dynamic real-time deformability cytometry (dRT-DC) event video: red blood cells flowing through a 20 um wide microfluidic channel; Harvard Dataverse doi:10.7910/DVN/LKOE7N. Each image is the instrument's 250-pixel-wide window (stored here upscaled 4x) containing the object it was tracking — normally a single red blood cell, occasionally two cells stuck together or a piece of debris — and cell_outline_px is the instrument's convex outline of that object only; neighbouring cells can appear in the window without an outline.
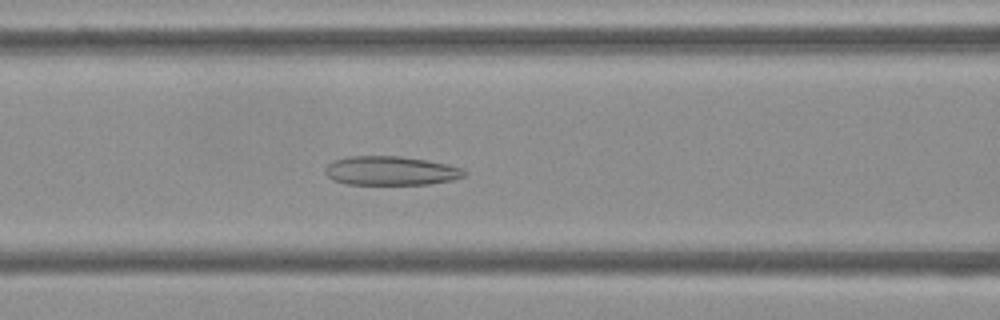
{"species": "Egyptian fruit bat (a non-hibernating species)", "species_latin": "Rousettus aegyptiacus", "temperature_condition": "cold", "stored_images_in_passage": 54, "camera_frame_rate_fps": 3000, "um_per_image_px": 0.085, "frame": {"image": 1, "passage_image": 22, "time_ms": 7.0, "image_size_px": [1000, 320], "cell_outline_px": [[468, 172], [464, 176], [452, 180], [428, 184], [348, 184], [332, 180], [324, 172], [324, 168], [332, 160], [348, 156], [400, 156], [448, 164], [464, 168]], "centroid_in_image_um": [33.2, 14.51], "position_along_channel_um": 133.4, "area_um2": 23.64}}
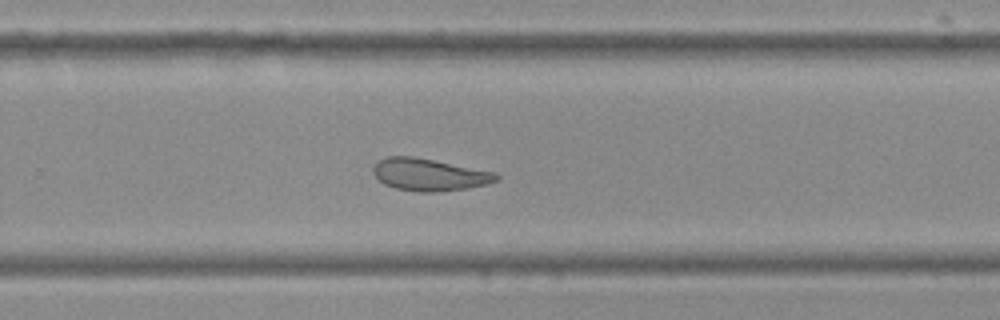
{"frame": {"image": 2, "passage_image": 35, "time_ms": 11.333, "image_size_px": [1000, 320], "cell_outline_px": [[500, 180], [488, 184], [468, 188], [436, 192], [420, 192], [396, 188], [384, 184], [372, 172], [372, 168], [380, 160], [388, 156], [412, 156], [496, 172], [500, 176]], "centroid_in_image_um": [36.53, 14.85], "position_along_channel_um": 293.3, "area_um2": 23.06}}
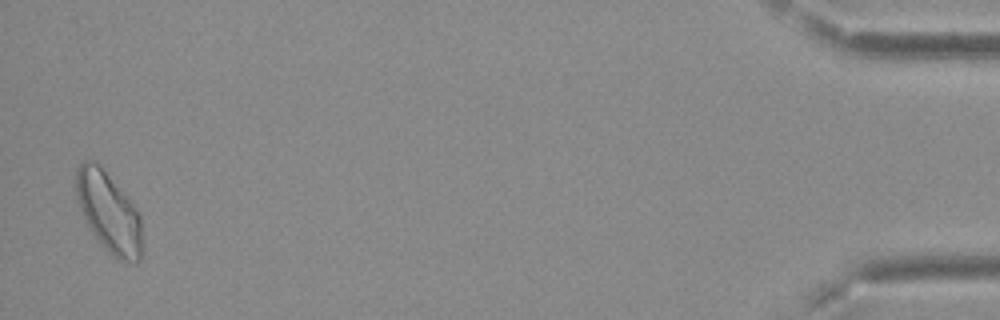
{"frame": {"image": 3, "passage_image": 53, "time_ms": 17.333, "image_size_px": [1000, 320], "cell_outline_px": [[144, 252], [140, 260], [136, 264], [120, 260], [92, 232], [84, 220], [76, 196], [76, 168], [84, 160], [96, 160], [136, 208], [140, 216], [144, 244]], "centroid_in_image_um": [9.28, 18.05], "position_along_channel_um": 425.9, "area_um2": 30.81}, "authors_computed_cell_mechanics": {"area_um2": 25.6054, "velocity_mm_per_s": 3.6977, "shape_relaxation_time_tau1_ms": null, "shape_relaxation_time_tau2_ms": 2.5825, "deformation_change_tau1": null, "deformation_change_tau2": 0.1047}}